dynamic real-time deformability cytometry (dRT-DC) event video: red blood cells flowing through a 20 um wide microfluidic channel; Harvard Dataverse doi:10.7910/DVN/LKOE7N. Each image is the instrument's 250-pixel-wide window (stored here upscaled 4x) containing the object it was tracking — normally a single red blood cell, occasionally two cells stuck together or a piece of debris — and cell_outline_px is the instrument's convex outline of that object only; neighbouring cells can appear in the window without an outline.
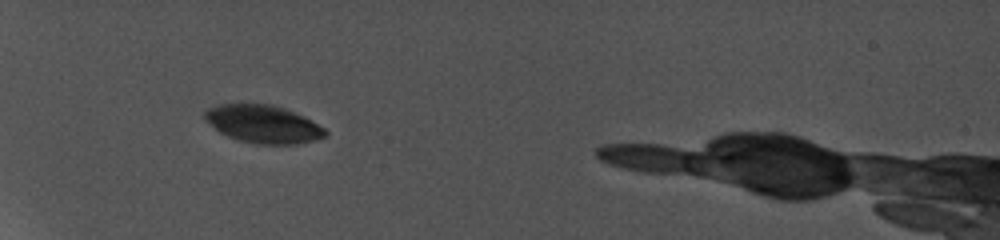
{"species": "common noctule bat (a hibernating species)", "species_latin": "Nyctalus noctula", "temperature_condition": "cold", "stored_images_in_passage": 11, "camera_frame_rate_fps": 5000, "um_per_image_px": 0.085, "animal": {"sex": "female", "body_mass_g": 19.0, "forearm_length_mm": 56.7}, "frame": {"image": 1, "passage_image": 8, "time_ms": 6.4, "image_size_px": [1000, 240], "cell_outline_px": [[328, 132], [324, 136], [312, 140], [296, 144], [256, 144], [240, 140], [228, 136], [220, 132], [204, 116], [204, 112], [212, 108], [224, 104], [264, 104], [280, 108], [292, 112], [324, 128]], "centroid_in_image_um": [22.36, 10.57], "position_along_channel_um": 62.6, "area_um2": 25.43}}
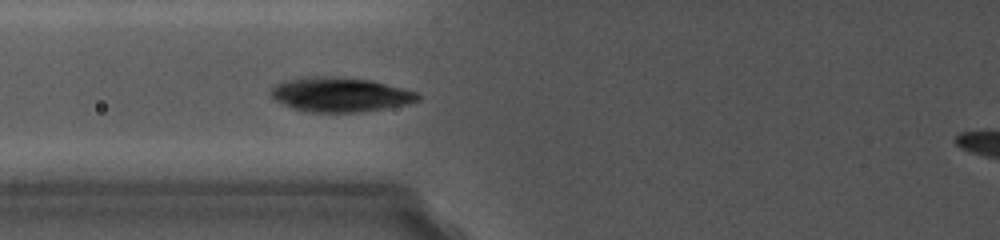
{"frame": {"image": 2, "passage_image": 10, "time_ms": 8.0, "image_size_px": [1000, 240], "cell_outline_px": [[420, 96], [416, 100], [404, 104], [384, 108], [360, 112], [308, 112], [292, 108], [276, 100], [272, 96], [272, 88], [276, 84], [288, 80], [304, 76], [336, 76], [372, 80], [416, 92]], "centroid_in_image_um": [28.88, 8.03], "position_along_channel_um": 96.9, "area_um2": 29.19}}